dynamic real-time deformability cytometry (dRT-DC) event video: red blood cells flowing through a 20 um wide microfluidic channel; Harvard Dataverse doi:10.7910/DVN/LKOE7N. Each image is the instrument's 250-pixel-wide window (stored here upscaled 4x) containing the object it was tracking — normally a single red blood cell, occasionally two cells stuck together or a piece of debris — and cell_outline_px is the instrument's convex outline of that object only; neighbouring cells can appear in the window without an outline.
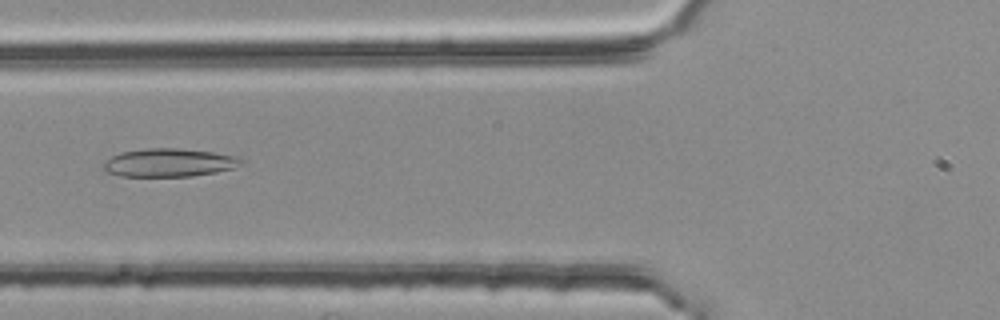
{"species": "common noctule bat (a hibernating species)", "species_latin": "Nyctalus noctula", "temperature_condition": "room temperature", "stored_images_in_passage": 2, "camera_frame_rate_fps": 3000, "um_per_image_px": 0.085, "animal": {"sex": "female", "body_mass_g": 25.1}, "frame": {"image": 1, "passage_image": 2, "time_ms": 0.333, "image_size_px": [1000, 320], "cell_outline_px": [[240, 164], [232, 168], [216, 172], [192, 176], [120, 176], [104, 172], [104, 160], [120, 152], [148, 148], [176, 148], [212, 152], [236, 156], [240, 160]], "centroid_in_image_um": [14.29, 13.82], "position_along_channel_um": 111.5, "area_um2": 22.48}}